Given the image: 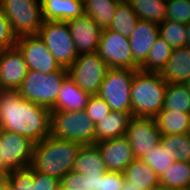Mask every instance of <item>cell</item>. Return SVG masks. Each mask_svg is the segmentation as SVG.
<instances>
[{"label": "cell", "instance_id": "cell-1", "mask_svg": "<svg viewBox=\"0 0 190 190\" xmlns=\"http://www.w3.org/2000/svg\"><path fill=\"white\" fill-rule=\"evenodd\" d=\"M50 108L21 97L17 90L0 92V130L28 137L34 143L51 135Z\"/></svg>", "mask_w": 190, "mask_h": 190}, {"label": "cell", "instance_id": "cell-2", "mask_svg": "<svg viewBox=\"0 0 190 190\" xmlns=\"http://www.w3.org/2000/svg\"><path fill=\"white\" fill-rule=\"evenodd\" d=\"M82 144L53 138L51 135L42 141L34 143L30 167L36 171L59 180L72 170L76 156Z\"/></svg>", "mask_w": 190, "mask_h": 190}, {"label": "cell", "instance_id": "cell-3", "mask_svg": "<svg viewBox=\"0 0 190 190\" xmlns=\"http://www.w3.org/2000/svg\"><path fill=\"white\" fill-rule=\"evenodd\" d=\"M166 89L161 73L138 70L131 84L132 116L155 118L163 109Z\"/></svg>", "mask_w": 190, "mask_h": 190}, {"label": "cell", "instance_id": "cell-4", "mask_svg": "<svg viewBox=\"0 0 190 190\" xmlns=\"http://www.w3.org/2000/svg\"><path fill=\"white\" fill-rule=\"evenodd\" d=\"M67 77V70L50 73L28 70L17 91L22 98L52 109L57 101L63 81Z\"/></svg>", "mask_w": 190, "mask_h": 190}, {"label": "cell", "instance_id": "cell-5", "mask_svg": "<svg viewBox=\"0 0 190 190\" xmlns=\"http://www.w3.org/2000/svg\"><path fill=\"white\" fill-rule=\"evenodd\" d=\"M51 136L85 145L95 144V124L84 110L52 111Z\"/></svg>", "mask_w": 190, "mask_h": 190}, {"label": "cell", "instance_id": "cell-6", "mask_svg": "<svg viewBox=\"0 0 190 190\" xmlns=\"http://www.w3.org/2000/svg\"><path fill=\"white\" fill-rule=\"evenodd\" d=\"M0 9L8 18L16 39L37 35L44 23L40 0H1Z\"/></svg>", "mask_w": 190, "mask_h": 190}, {"label": "cell", "instance_id": "cell-7", "mask_svg": "<svg viewBox=\"0 0 190 190\" xmlns=\"http://www.w3.org/2000/svg\"><path fill=\"white\" fill-rule=\"evenodd\" d=\"M137 71L108 69L98 95L105 100L111 110L123 111L132 115L131 84Z\"/></svg>", "mask_w": 190, "mask_h": 190}, {"label": "cell", "instance_id": "cell-8", "mask_svg": "<svg viewBox=\"0 0 190 190\" xmlns=\"http://www.w3.org/2000/svg\"><path fill=\"white\" fill-rule=\"evenodd\" d=\"M38 36L62 67H70L77 59L78 53L67 22L44 21Z\"/></svg>", "mask_w": 190, "mask_h": 190}, {"label": "cell", "instance_id": "cell-9", "mask_svg": "<svg viewBox=\"0 0 190 190\" xmlns=\"http://www.w3.org/2000/svg\"><path fill=\"white\" fill-rule=\"evenodd\" d=\"M109 67L97 54L78 55L74 63L67 68L70 77L89 95H97Z\"/></svg>", "mask_w": 190, "mask_h": 190}, {"label": "cell", "instance_id": "cell-10", "mask_svg": "<svg viewBox=\"0 0 190 190\" xmlns=\"http://www.w3.org/2000/svg\"><path fill=\"white\" fill-rule=\"evenodd\" d=\"M111 69L139 70L134 62L129 38L104 29L96 52Z\"/></svg>", "mask_w": 190, "mask_h": 190}, {"label": "cell", "instance_id": "cell-11", "mask_svg": "<svg viewBox=\"0 0 190 190\" xmlns=\"http://www.w3.org/2000/svg\"><path fill=\"white\" fill-rule=\"evenodd\" d=\"M1 161L8 170L25 169L31 165L34 142L28 137L0 130Z\"/></svg>", "mask_w": 190, "mask_h": 190}, {"label": "cell", "instance_id": "cell-12", "mask_svg": "<svg viewBox=\"0 0 190 190\" xmlns=\"http://www.w3.org/2000/svg\"><path fill=\"white\" fill-rule=\"evenodd\" d=\"M15 46L23 54L29 70L41 73L67 70L59 64L38 34L17 38Z\"/></svg>", "mask_w": 190, "mask_h": 190}, {"label": "cell", "instance_id": "cell-13", "mask_svg": "<svg viewBox=\"0 0 190 190\" xmlns=\"http://www.w3.org/2000/svg\"><path fill=\"white\" fill-rule=\"evenodd\" d=\"M133 154L140 159L147 151L160 143V132L155 118L132 117L129 121L126 135Z\"/></svg>", "mask_w": 190, "mask_h": 190}, {"label": "cell", "instance_id": "cell-14", "mask_svg": "<svg viewBox=\"0 0 190 190\" xmlns=\"http://www.w3.org/2000/svg\"><path fill=\"white\" fill-rule=\"evenodd\" d=\"M28 70L24 56L16 46L0 51L1 90H17Z\"/></svg>", "mask_w": 190, "mask_h": 190}, {"label": "cell", "instance_id": "cell-15", "mask_svg": "<svg viewBox=\"0 0 190 190\" xmlns=\"http://www.w3.org/2000/svg\"><path fill=\"white\" fill-rule=\"evenodd\" d=\"M67 24L78 55L97 52L103 30L92 17L83 15L67 21Z\"/></svg>", "mask_w": 190, "mask_h": 190}, {"label": "cell", "instance_id": "cell-16", "mask_svg": "<svg viewBox=\"0 0 190 190\" xmlns=\"http://www.w3.org/2000/svg\"><path fill=\"white\" fill-rule=\"evenodd\" d=\"M94 145L99 149L107 171L123 172L135 159L126 136L100 141Z\"/></svg>", "mask_w": 190, "mask_h": 190}, {"label": "cell", "instance_id": "cell-17", "mask_svg": "<svg viewBox=\"0 0 190 190\" xmlns=\"http://www.w3.org/2000/svg\"><path fill=\"white\" fill-rule=\"evenodd\" d=\"M12 190H59L60 180L34 171L30 166L25 169L10 170L6 174Z\"/></svg>", "mask_w": 190, "mask_h": 190}, {"label": "cell", "instance_id": "cell-18", "mask_svg": "<svg viewBox=\"0 0 190 190\" xmlns=\"http://www.w3.org/2000/svg\"><path fill=\"white\" fill-rule=\"evenodd\" d=\"M159 36V25L142 19L137 21L129 37V43L133 60L139 67L146 61L151 47Z\"/></svg>", "mask_w": 190, "mask_h": 190}, {"label": "cell", "instance_id": "cell-19", "mask_svg": "<svg viewBox=\"0 0 190 190\" xmlns=\"http://www.w3.org/2000/svg\"><path fill=\"white\" fill-rule=\"evenodd\" d=\"M44 21L67 22L84 15L83 0H40Z\"/></svg>", "mask_w": 190, "mask_h": 190}, {"label": "cell", "instance_id": "cell-20", "mask_svg": "<svg viewBox=\"0 0 190 190\" xmlns=\"http://www.w3.org/2000/svg\"><path fill=\"white\" fill-rule=\"evenodd\" d=\"M161 75L167 83L185 84L190 78V47L173 49Z\"/></svg>", "mask_w": 190, "mask_h": 190}, {"label": "cell", "instance_id": "cell-21", "mask_svg": "<svg viewBox=\"0 0 190 190\" xmlns=\"http://www.w3.org/2000/svg\"><path fill=\"white\" fill-rule=\"evenodd\" d=\"M132 117L130 113L111 110L107 116L95 124V144L100 141L125 136Z\"/></svg>", "mask_w": 190, "mask_h": 190}, {"label": "cell", "instance_id": "cell-22", "mask_svg": "<svg viewBox=\"0 0 190 190\" xmlns=\"http://www.w3.org/2000/svg\"><path fill=\"white\" fill-rule=\"evenodd\" d=\"M90 95L83 91L67 77L60 88L55 106L51 111H82L85 110Z\"/></svg>", "mask_w": 190, "mask_h": 190}, {"label": "cell", "instance_id": "cell-23", "mask_svg": "<svg viewBox=\"0 0 190 190\" xmlns=\"http://www.w3.org/2000/svg\"><path fill=\"white\" fill-rule=\"evenodd\" d=\"M125 181L142 190H156L160 186L155 170L141 159H134L123 171Z\"/></svg>", "mask_w": 190, "mask_h": 190}, {"label": "cell", "instance_id": "cell-24", "mask_svg": "<svg viewBox=\"0 0 190 190\" xmlns=\"http://www.w3.org/2000/svg\"><path fill=\"white\" fill-rule=\"evenodd\" d=\"M122 0H83L84 15L90 16L102 30L112 24L118 4Z\"/></svg>", "mask_w": 190, "mask_h": 190}, {"label": "cell", "instance_id": "cell-25", "mask_svg": "<svg viewBox=\"0 0 190 190\" xmlns=\"http://www.w3.org/2000/svg\"><path fill=\"white\" fill-rule=\"evenodd\" d=\"M72 170L80 174H104L107 170L99 149L95 145L82 146Z\"/></svg>", "mask_w": 190, "mask_h": 190}, {"label": "cell", "instance_id": "cell-26", "mask_svg": "<svg viewBox=\"0 0 190 190\" xmlns=\"http://www.w3.org/2000/svg\"><path fill=\"white\" fill-rule=\"evenodd\" d=\"M155 120L162 135L184 134L188 132L190 113L161 110Z\"/></svg>", "mask_w": 190, "mask_h": 190}, {"label": "cell", "instance_id": "cell-27", "mask_svg": "<svg viewBox=\"0 0 190 190\" xmlns=\"http://www.w3.org/2000/svg\"><path fill=\"white\" fill-rule=\"evenodd\" d=\"M172 50L173 48L159 36L139 70L146 73H161L170 58Z\"/></svg>", "mask_w": 190, "mask_h": 190}, {"label": "cell", "instance_id": "cell-28", "mask_svg": "<svg viewBox=\"0 0 190 190\" xmlns=\"http://www.w3.org/2000/svg\"><path fill=\"white\" fill-rule=\"evenodd\" d=\"M139 19L160 25L166 17L167 0H126Z\"/></svg>", "mask_w": 190, "mask_h": 190}, {"label": "cell", "instance_id": "cell-29", "mask_svg": "<svg viewBox=\"0 0 190 190\" xmlns=\"http://www.w3.org/2000/svg\"><path fill=\"white\" fill-rule=\"evenodd\" d=\"M160 186L190 190V162L176 160L159 177Z\"/></svg>", "mask_w": 190, "mask_h": 190}, {"label": "cell", "instance_id": "cell-30", "mask_svg": "<svg viewBox=\"0 0 190 190\" xmlns=\"http://www.w3.org/2000/svg\"><path fill=\"white\" fill-rule=\"evenodd\" d=\"M138 20V15L131 8V5L126 0H122L117 6L112 24L108 29L129 38Z\"/></svg>", "mask_w": 190, "mask_h": 190}, {"label": "cell", "instance_id": "cell-31", "mask_svg": "<svg viewBox=\"0 0 190 190\" xmlns=\"http://www.w3.org/2000/svg\"><path fill=\"white\" fill-rule=\"evenodd\" d=\"M162 110L190 113V92L185 84L167 83Z\"/></svg>", "mask_w": 190, "mask_h": 190}, {"label": "cell", "instance_id": "cell-32", "mask_svg": "<svg viewBox=\"0 0 190 190\" xmlns=\"http://www.w3.org/2000/svg\"><path fill=\"white\" fill-rule=\"evenodd\" d=\"M140 159L151 166L158 177L163 175L176 161L175 151H172L170 147L161 146L160 143L154 146L151 151H147Z\"/></svg>", "mask_w": 190, "mask_h": 190}, {"label": "cell", "instance_id": "cell-33", "mask_svg": "<svg viewBox=\"0 0 190 190\" xmlns=\"http://www.w3.org/2000/svg\"><path fill=\"white\" fill-rule=\"evenodd\" d=\"M159 35L173 49L187 46L186 26L183 23L165 20L159 25Z\"/></svg>", "mask_w": 190, "mask_h": 190}, {"label": "cell", "instance_id": "cell-34", "mask_svg": "<svg viewBox=\"0 0 190 190\" xmlns=\"http://www.w3.org/2000/svg\"><path fill=\"white\" fill-rule=\"evenodd\" d=\"M103 174H80L73 170L65 174L61 180V187L68 190H99V176Z\"/></svg>", "mask_w": 190, "mask_h": 190}, {"label": "cell", "instance_id": "cell-35", "mask_svg": "<svg viewBox=\"0 0 190 190\" xmlns=\"http://www.w3.org/2000/svg\"><path fill=\"white\" fill-rule=\"evenodd\" d=\"M160 144L175 151L176 160L190 162V135L188 133L162 135Z\"/></svg>", "mask_w": 190, "mask_h": 190}, {"label": "cell", "instance_id": "cell-36", "mask_svg": "<svg viewBox=\"0 0 190 190\" xmlns=\"http://www.w3.org/2000/svg\"><path fill=\"white\" fill-rule=\"evenodd\" d=\"M165 20L188 24L190 22V0H167Z\"/></svg>", "mask_w": 190, "mask_h": 190}, {"label": "cell", "instance_id": "cell-37", "mask_svg": "<svg viewBox=\"0 0 190 190\" xmlns=\"http://www.w3.org/2000/svg\"><path fill=\"white\" fill-rule=\"evenodd\" d=\"M84 111L90 120L96 124L103 117L107 116L111 109L105 100L97 94L90 95Z\"/></svg>", "mask_w": 190, "mask_h": 190}, {"label": "cell", "instance_id": "cell-38", "mask_svg": "<svg viewBox=\"0 0 190 190\" xmlns=\"http://www.w3.org/2000/svg\"><path fill=\"white\" fill-rule=\"evenodd\" d=\"M124 183L123 172L106 171L99 176V190H121Z\"/></svg>", "mask_w": 190, "mask_h": 190}, {"label": "cell", "instance_id": "cell-39", "mask_svg": "<svg viewBox=\"0 0 190 190\" xmlns=\"http://www.w3.org/2000/svg\"><path fill=\"white\" fill-rule=\"evenodd\" d=\"M16 40L11 32V25L8 18L0 9V51L15 47Z\"/></svg>", "mask_w": 190, "mask_h": 190}, {"label": "cell", "instance_id": "cell-40", "mask_svg": "<svg viewBox=\"0 0 190 190\" xmlns=\"http://www.w3.org/2000/svg\"><path fill=\"white\" fill-rule=\"evenodd\" d=\"M0 190H12L11 185L6 177L0 179Z\"/></svg>", "mask_w": 190, "mask_h": 190}, {"label": "cell", "instance_id": "cell-41", "mask_svg": "<svg viewBox=\"0 0 190 190\" xmlns=\"http://www.w3.org/2000/svg\"><path fill=\"white\" fill-rule=\"evenodd\" d=\"M121 190H142V189H139V187H137L136 185H132V183L129 181H125L124 186L122 187Z\"/></svg>", "mask_w": 190, "mask_h": 190}, {"label": "cell", "instance_id": "cell-42", "mask_svg": "<svg viewBox=\"0 0 190 190\" xmlns=\"http://www.w3.org/2000/svg\"><path fill=\"white\" fill-rule=\"evenodd\" d=\"M1 142H0V154H1ZM9 171L3 166L2 161H1V157H0V177L4 178L6 177V174Z\"/></svg>", "mask_w": 190, "mask_h": 190}, {"label": "cell", "instance_id": "cell-43", "mask_svg": "<svg viewBox=\"0 0 190 190\" xmlns=\"http://www.w3.org/2000/svg\"><path fill=\"white\" fill-rule=\"evenodd\" d=\"M187 33V47H190V22L185 24Z\"/></svg>", "mask_w": 190, "mask_h": 190}, {"label": "cell", "instance_id": "cell-44", "mask_svg": "<svg viewBox=\"0 0 190 190\" xmlns=\"http://www.w3.org/2000/svg\"><path fill=\"white\" fill-rule=\"evenodd\" d=\"M156 190H187V189L169 188V187H165V186H159Z\"/></svg>", "mask_w": 190, "mask_h": 190}, {"label": "cell", "instance_id": "cell-45", "mask_svg": "<svg viewBox=\"0 0 190 190\" xmlns=\"http://www.w3.org/2000/svg\"><path fill=\"white\" fill-rule=\"evenodd\" d=\"M185 85H186V87L188 88V90L190 92V78L186 81Z\"/></svg>", "mask_w": 190, "mask_h": 190}, {"label": "cell", "instance_id": "cell-46", "mask_svg": "<svg viewBox=\"0 0 190 190\" xmlns=\"http://www.w3.org/2000/svg\"><path fill=\"white\" fill-rule=\"evenodd\" d=\"M187 133L190 135V122H189L188 132Z\"/></svg>", "mask_w": 190, "mask_h": 190}, {"label": "cell", "instance_id": "cell-47", "mask_svg": "<svg viewBox=\"0 0 190 190\" xmlns=\"http://www.w3.org/2000/svg\"><path fill=\"white\" fill-rule=\"evenodd\" d=\"M59 190H68V189H65V188H63V187H59Z\"/></svg>", "mask_w": 190, "mask_h": 190}]
</instances>
